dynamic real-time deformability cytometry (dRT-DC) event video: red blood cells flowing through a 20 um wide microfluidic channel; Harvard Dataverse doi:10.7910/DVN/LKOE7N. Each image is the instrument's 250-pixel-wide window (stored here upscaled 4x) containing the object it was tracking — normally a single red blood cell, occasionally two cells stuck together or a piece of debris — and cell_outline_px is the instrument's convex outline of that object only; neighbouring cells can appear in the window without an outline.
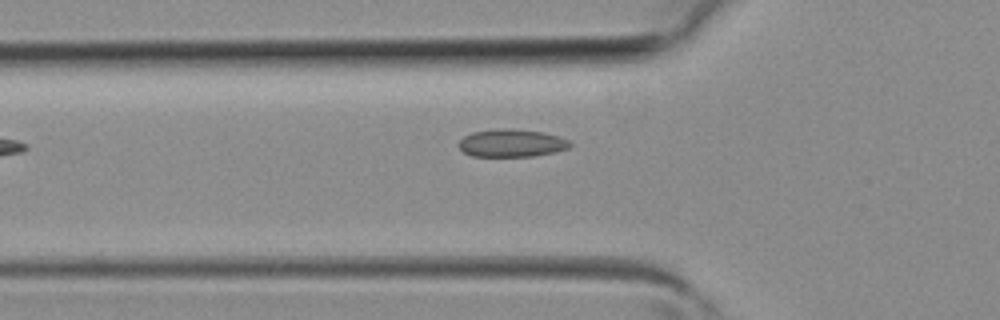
{"species": "common noctule bat (a hibernating species)", "species_latin": "Nyctalus noctula", "temperature_condition": "room temperature", "stored_images_in_passage": 4, "camera_frame_rate_fps": 3000, "um_per_image_px": 0.085, "animal": {"sex": "female", "body_mass_g": 19.3, "forearm_length_mm": 54.1}, "frame": {"image": 1, "passage_image": 4, "time_ms": 1.0, "image_size_px": [1000, 320], "cell_outline_px": [[572, 144], [568, 148], [556, 152], [532, 156], [472, 156], [464, 152], [456, 144], [464, 136], [472, 132], [500, 128], [512, 128], [544, 132], [568, 140]], "centroid_in_image_um": [43.46, 12.15], "position_along_channel_um": 82.3, "area_um2": 18.03}}